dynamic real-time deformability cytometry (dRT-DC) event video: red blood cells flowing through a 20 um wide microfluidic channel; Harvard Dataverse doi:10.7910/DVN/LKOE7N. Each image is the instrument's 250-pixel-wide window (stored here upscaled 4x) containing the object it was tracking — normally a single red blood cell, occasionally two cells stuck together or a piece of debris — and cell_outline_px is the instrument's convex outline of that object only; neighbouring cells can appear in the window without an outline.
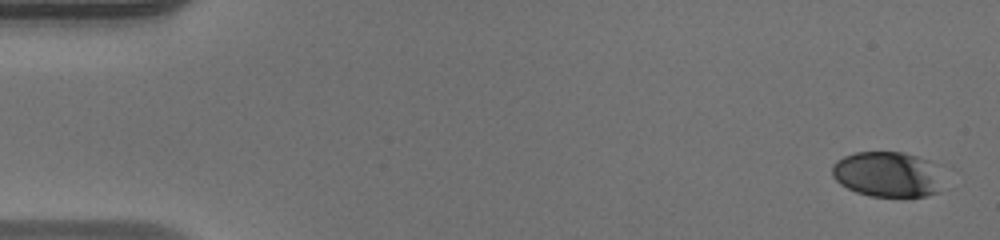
{"species": "human", "species_latin": "Homo sapiens", "temperature_condition": "warm", "stored_images_in_passage": 50, "camera_frame_rate_fps": 3000, "um_per_image_px": 0.085, "donor": {"sex": "male"}, "frame": {"image": 1, "passage_image": 1, "time_ms": 0.0, "image_size_px": [1000, 240], "cell_outline_px": [[936, 192], [928, 196], [908, 200], [868, 196], [856, 192], [840, 184], [832, 176], [832, 164], [836, 160], [844, 156], [856, 152], [904, 152], [928, 160]], "centroid_in_image_um": [75.25, 14.86], "position_along_channel_um": 9.8, "area_um2": 28.9}}
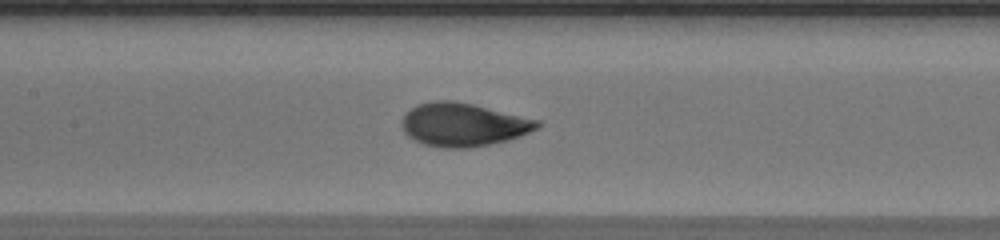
{"frame": {"image": 2, "passage_image": 23, "time_ms": 7.333, "image_size_px": [1000, 240], "cell_outline_px": [[544, 124], [520, 136], [508, 140], [468, 148], [440, 148], [424, 144], [408, 136], [400, 128], [400, 120], [416, 104], [432, 100], [452, 100], [472, 104], [540, 120]], "centroid_in_image_um": [39.34, 10.59], "position_along_channel_um": 168.1, "area_um2": 34.28}}
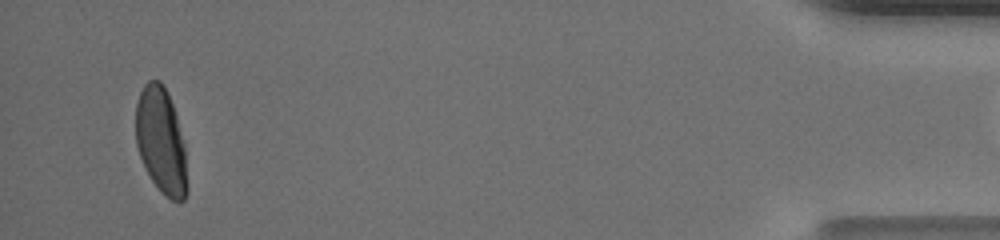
{"frame": {"image": 3, "passage_image": 47, "time_ms": 15.333, "image_size_px": [1000, 240], "cell_outline_px": [[188, 192], [184, 200], [172, 200], [160, 192], [152, 180], [140, 156], [136, 144], [136, 104], [140, 92], [144, 84], [148, 80], [160, 80], [172, 104], [176, 116], [184, 144], [188, 184]], "centroid_in_image_um": [13.7, 12.0], "position_along_channel_um": 421.5, "area_um2": 31.56}, "authors_computed_cell_mechanics": {"area_um2": 32.8304, "velocity_mm_per_s": 4.1656, "shape_relaxation_time_tau1_ms": 4.263, "shape_relaxation_time_tau2_ms": null, "deformation_change_tau1": 0.1989, "deformation_change_tau2": null}}